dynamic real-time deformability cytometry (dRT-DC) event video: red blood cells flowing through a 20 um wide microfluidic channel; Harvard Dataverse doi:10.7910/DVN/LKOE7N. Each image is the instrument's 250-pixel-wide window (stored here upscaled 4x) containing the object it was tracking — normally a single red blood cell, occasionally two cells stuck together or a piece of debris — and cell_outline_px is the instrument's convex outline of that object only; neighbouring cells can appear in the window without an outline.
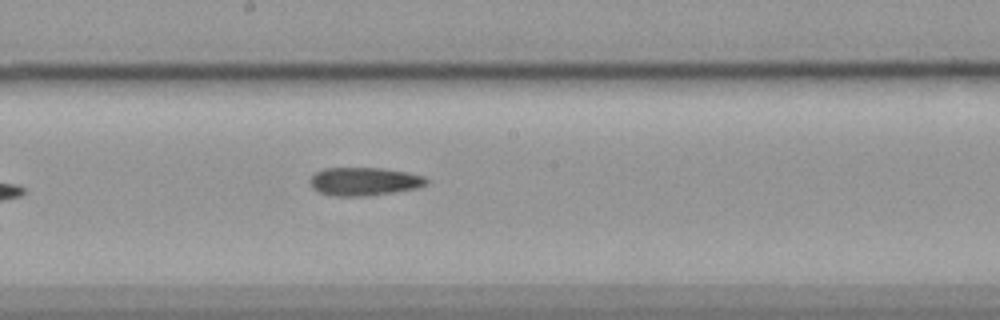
{"species": "common noctule bat (a hibernating species)", "species_latin": "Nyctalus noctula", "temperature_condition": "cold", "stored_images_in_passage": 37, "camera_frame_rate_fps": 3000, "um_per_image_px": 0.085, "animal": {"sex": "female", "body_mass_g": 19.9}, "frame": {"image": 1, "passage_image": 16, "time_ms": 5.0, "image_size_px": [1000, 320], "cell_outline_px": [[428, 184], [416, 188], [368, 196], [332, 196], [320, 192], [312, 188], [312, 176], [316, 172], [324, 168], [384, 168], [424, 176], [428, 180]], "centroid_in_image_um": [30.97, 15.42], "position_along_channel_um": 217.2, "area_um2": 18.96}}